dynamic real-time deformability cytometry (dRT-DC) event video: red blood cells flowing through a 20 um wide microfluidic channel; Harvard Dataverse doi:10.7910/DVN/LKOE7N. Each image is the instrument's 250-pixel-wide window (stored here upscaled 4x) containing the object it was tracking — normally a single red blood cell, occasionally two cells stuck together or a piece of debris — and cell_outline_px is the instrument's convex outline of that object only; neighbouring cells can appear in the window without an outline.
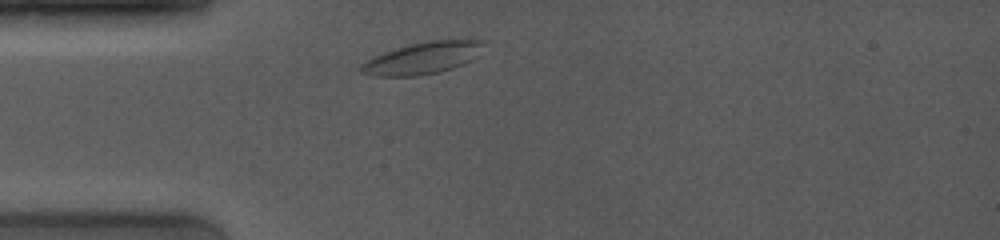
{"species": "common noctule bat (a hibernating species)", "species_latin": "Nyctalus noctula", "temperature_condition": "room temperature", "stored_images_in_passage": 11, "camera_frame_rate_fps": 4000, "um_per_image_px": 0.085, "animal": {"sex": "female", "body_mass_g": 19.0, "forearm_length_mm": 53.3}, "frame": {"image": 1, "passage_image": 1, "time_ms": 0.0, "image_size_px": [1000, 240], "cell_outline_px": [[484, 44], [472, 60], [464, 64], [440, 72], [416, 76], [376, 76], [360, 72], [356, 68], [360, 64], [384, 52], [396, 48], [412, 44], [432, 40], [484, 40]], "centroid_in_image_um": [35.89, 4.95], "position_along_channel_um": 49.1, "area_um2": 22.54}}
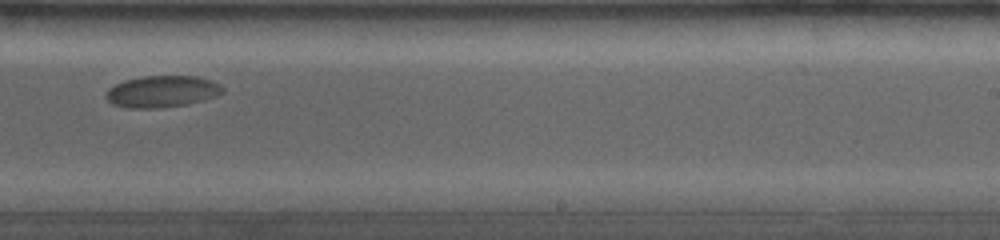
{"frame": {"image": 2, "passage_image": 7, "time_ms": 6.5, "image_size_px": [1000, 240], "cell_outline_px": [[224, 92], [216, 96], [204, 100], [188, 104], [160, 108], [128, 108], [112, 104], [104, 96], [108, 88], [124, 80], [144, 76], [196, 76], [212, 80], [220, 84], [224, 88]], "centroid_in_image_um": [13.78, 7.78], "position_along_channel_um": 275.2, "area_um2": 21.73}}
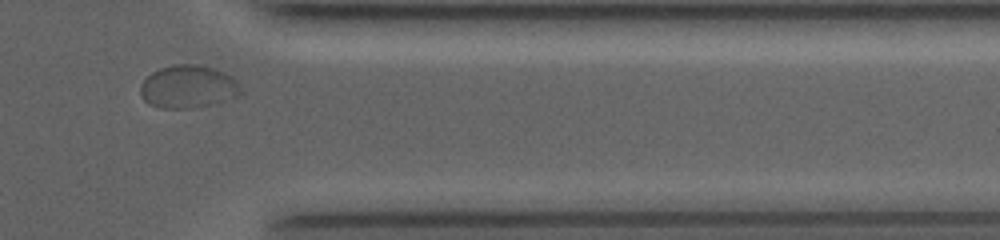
{"frame": {"image": 3, "passage_image": 10, "time_ms": 9.75, "image_size_px": [1000, 240], "cell_outline_px": [[244, 92], [236, 96], [216, 104], [192, 108], [160, 108], [148, 104], [140, 96], [140, 84], [152, 72], [160, 68], [172, 64], [196, 64], [212, 68], [224, 72], [232, 76], [236, 80]], "centroid_in_image_um": [15.99, 7.38], "position_along_channel_um": 395.4, "area_um2": 25.37}, "authors_computed_cell_mechanics": {"area_um2": 21.7906, "velocity_mm_per_s": 3.6737, "shape_relaxation_time_tau1_ms": 3.9509, "shape_relaxation_time_tau2_ms": null, "deformation_change_tau1": 0.0526, "deformation_change_tau2": null}}